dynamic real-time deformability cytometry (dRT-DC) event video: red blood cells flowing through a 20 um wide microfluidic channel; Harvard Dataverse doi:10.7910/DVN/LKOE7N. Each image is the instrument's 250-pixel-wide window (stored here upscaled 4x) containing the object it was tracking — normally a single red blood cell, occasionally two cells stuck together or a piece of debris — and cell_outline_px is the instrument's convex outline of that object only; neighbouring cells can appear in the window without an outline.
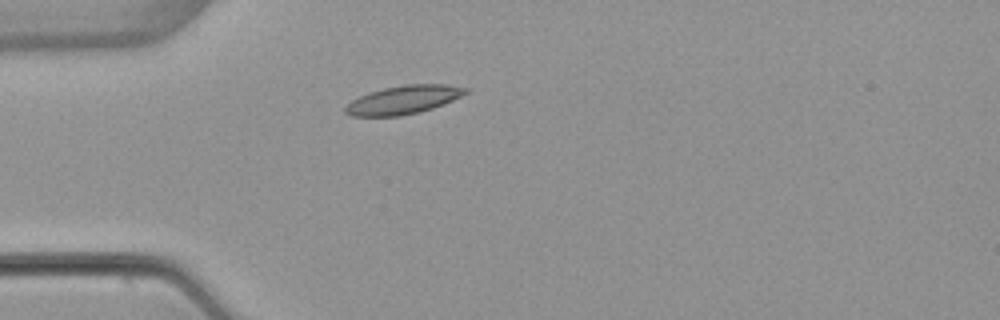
{"species": "common noctule bat (a hibernating species)", "species_latin": "Nyctalus noctula", "temperature_condition": "warm", "stored_images_in_passage": 4, "camera_frame_rate_fps": 3000, "um_per_image_px": 0.085, "animal": {"sex": "female", "body_mass_g": 22.7, "forearm_length_mm": 54.2}, "frame": {"image": 1, "passage_image": 3, "time_ms": 2.333, "image_size_px": [1000, 320], "cell_outline_px": [[468, 92], [444, 104], [420, 112], [400, 116], [352, 116], [344, 112], [344, 108], [352, 100], [368, 92], [384, 88], [404, 84], [444, 84], [468, 88]], "centroid_in_image_um": [34.28, 8.48], "position_along_channel_um": 50.7, "area_um2": 19.88}}